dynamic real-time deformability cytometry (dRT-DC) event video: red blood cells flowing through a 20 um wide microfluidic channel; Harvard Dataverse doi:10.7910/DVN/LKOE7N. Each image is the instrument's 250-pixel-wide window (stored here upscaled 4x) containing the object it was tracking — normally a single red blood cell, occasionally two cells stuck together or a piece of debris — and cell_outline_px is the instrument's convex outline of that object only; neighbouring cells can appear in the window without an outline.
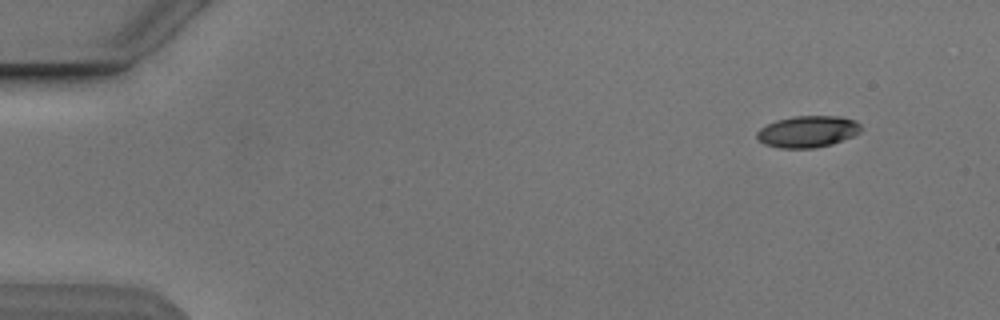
{"species": "Egyptian fruit bat (a non-hibernating species)", "species_latin": "Rousettus aegyptiacus", "temperature_condition": "cold", "stored_images_in_passage": 4, "camera_frame_rate_fps": 3000, "um_per_image_px": 0.085, "animal": {"sex": "male"}, "frame": {"image": 1, "passage_image": 1, "time_ms": 0.0, "image_size_px": [1000, 320], "cell_outline_px": [[860, 132], [852, 136], [832, 144], [812, 148], [780, 148], [764, 144], [756, 136], [756, 132], [760, 128], [776, 120], [792, 116], [840, 116], [856, 120], [860, 124]], "centroid_in_image_um": [68.65, 11.17], "position_along_channel_um": 16.4, "area_um2": 19.13}}
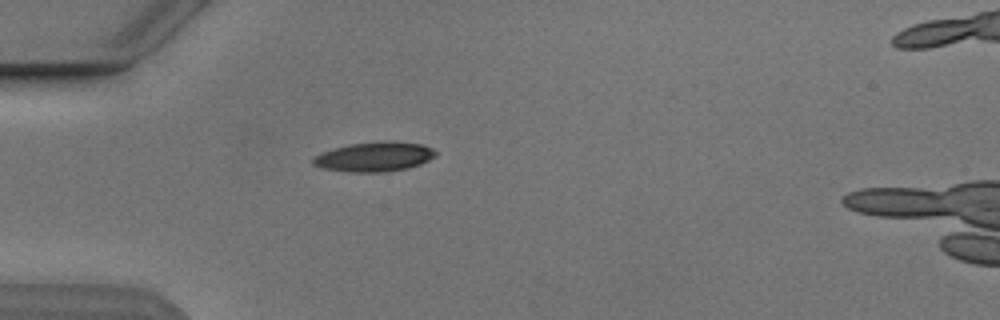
{"frame": {"image": 2, "passage_image": 4, "time_ms": 3.667, "image_size_px": [1000, 320], "cell_outline_px": [[436, 156], [420, 164], [408, 168], [384, 172], [352, 172], [320, 168], [312, 164], [312, 156], [320, 152], [348, 144], [384, 140], [392, 140], [420, 144], [432, 148], [436, 152]], "centroid_in_image_um": [31.78, 13.31], "position_along_channel_um": 53.2, "area_um2": 21.44}}